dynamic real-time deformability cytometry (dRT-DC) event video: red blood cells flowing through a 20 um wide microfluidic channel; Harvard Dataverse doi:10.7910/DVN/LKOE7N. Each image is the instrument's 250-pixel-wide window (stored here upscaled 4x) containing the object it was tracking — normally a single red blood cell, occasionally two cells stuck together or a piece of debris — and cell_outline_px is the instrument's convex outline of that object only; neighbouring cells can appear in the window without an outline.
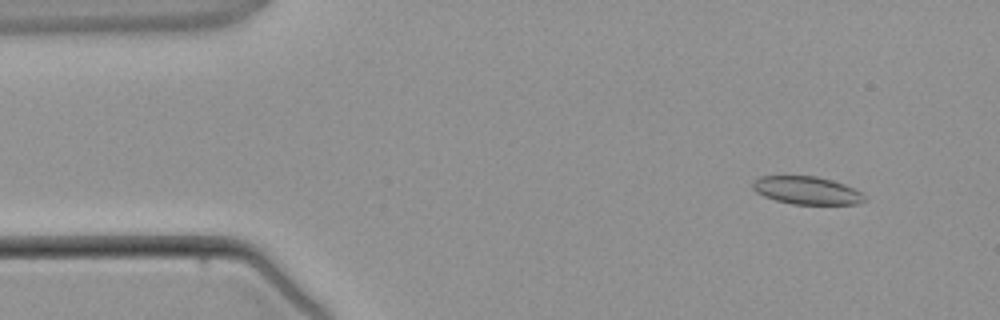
{"species": "common noctule bat (a hibernating species)", "species_latin": "Nyctalus noctula", "temperature_condition": "warm", "stored_images_in_passage": 3, "camera_frame_rate_fps": 3000, "um_per_image_px": 0.085, "animal": {"sex": "male", "body_mass_g": 21.5, "forearm_length_mm": 52.0}, "frame": {"image": 1, "passage_image": 1, "time_ms": 0.0, "image_size_px": [1000, 320], "cell_outline_px": [[868, 200], [856, 204], [792, 204], [776, 200], [764, 196], [756, 192], [752, 188], [752, 184], [760, 176], [816, 176], [832, 180], [844, 184], [860, 192]], "centroid_in_image_um": [68.58, 16.19], "position_along_channel_um": 16.4, "area_um2": 18.03}}
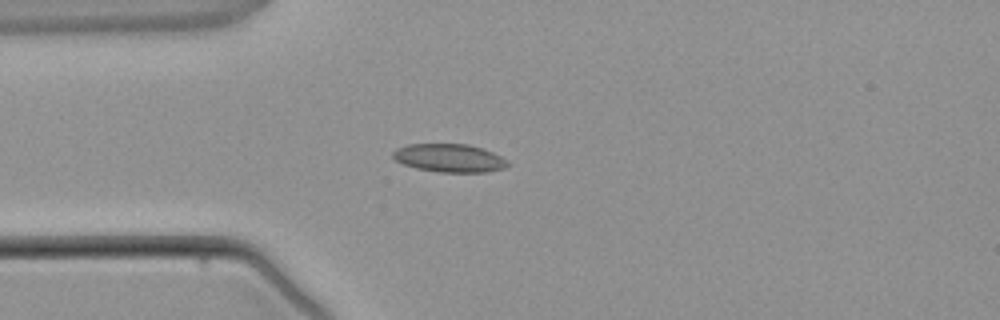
{"frame": {"image": 2, "passage_image": 3, "time_ms": 2.333, "image_size_px": [1000, 320], "cell_outline_px": [[508, 164], [504, 168], [484, 172], [440, 172], [416, 168], [404, 164], [396, 160], [392, 156], [392, 152], [396, 148], [408, 144], [468, 144], [484, 148], [508, 160]], "centroid_in_image_um": [38.19, 13.42], "position_along_channel_um": 46.8, "area_um2": 18.84}}